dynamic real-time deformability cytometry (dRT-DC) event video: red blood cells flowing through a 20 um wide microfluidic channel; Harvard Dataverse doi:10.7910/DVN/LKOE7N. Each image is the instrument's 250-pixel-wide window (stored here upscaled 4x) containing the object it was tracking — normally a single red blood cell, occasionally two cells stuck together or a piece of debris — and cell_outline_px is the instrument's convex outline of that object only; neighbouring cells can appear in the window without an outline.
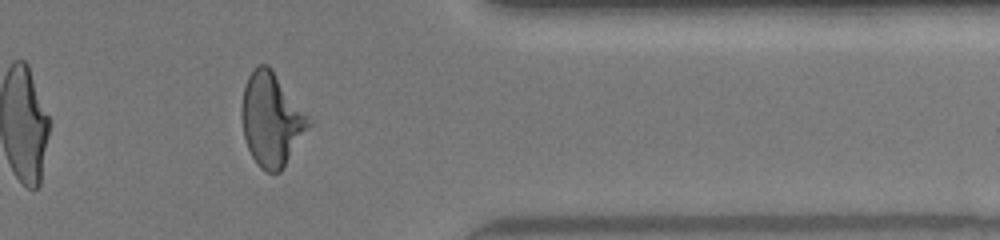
{"species": "human", "species_latin": "Homo sapiens", "temperature_condition": "warm", "stored_images_in_passage": 33, "camera_frame_rate_fps": 3000, "um_per_image_px": 0.085, "donor": {"sex": "female"}, "frame": {"image": 1, "passage_image": 28, "time_ms": 9.0, "image_size_px": [1000, 240], "cell_outline_px": [[312, 124], [280, 172], [268, 172], [260, 168], [256, 164], [248, 148], [244, 136], [244, 88], [248, 76], [252, 68], [256, 64], [268, 64], [272, 68], [312, 120]], "centroid_in_image_um": [23.11, 10.14], "position_along_channel_um": 388.3, "area_um2": 35.89}, "authors_computed_cell_mechanics": {"area_um2": 35.4892, "velocity_mm_per_s": 4.1993, "shape_relaxation_time_tau1_ms": 6.4879, "shape_relaxation_time_tau2_ms": 1.1316, "deformation_change_tau1": 0.252, "deformation_change_tau2": 0.0872}}